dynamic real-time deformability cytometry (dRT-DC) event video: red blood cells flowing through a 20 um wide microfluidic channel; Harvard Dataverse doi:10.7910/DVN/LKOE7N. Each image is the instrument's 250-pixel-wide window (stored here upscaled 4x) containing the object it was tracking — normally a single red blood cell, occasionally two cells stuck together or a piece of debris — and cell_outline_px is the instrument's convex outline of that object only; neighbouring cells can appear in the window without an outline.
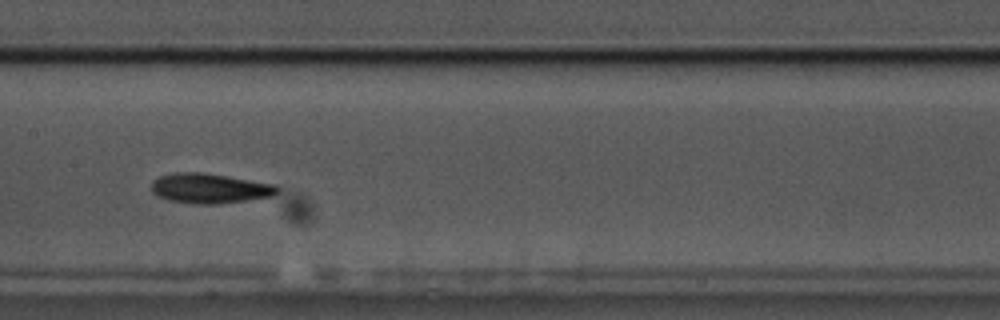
{"species": "common noctule bat (a hibernating species)", "species_latin": "Nyctalus noctula", "temperature_condition": "cold", "stored_images_in_passage": 42, "camera_frame_rate_fps": 3000, "um_per_image_px": 0.085, "animal": {"sex": "male", "body_mass_g": 17.5, "forearm_length_mm": 52.3}, "frame": {"image": 1, "passage_image": 13, "time_ms": 4.0, "image_size_px": [1000, 320], "cell_outline_px": [[280, 192], [272, 196], [248, 200], [220, 204], [196, 204], [168, 200], [156, 196], [152, 192], [152, 180], [160, 176], [176, 172], [200, 172], [276, 184], [280, 188]], "centroid_in_image_um": [17.84, 16.02], "position_along_channel_um": 189.6, "area_um2": 22.08}}
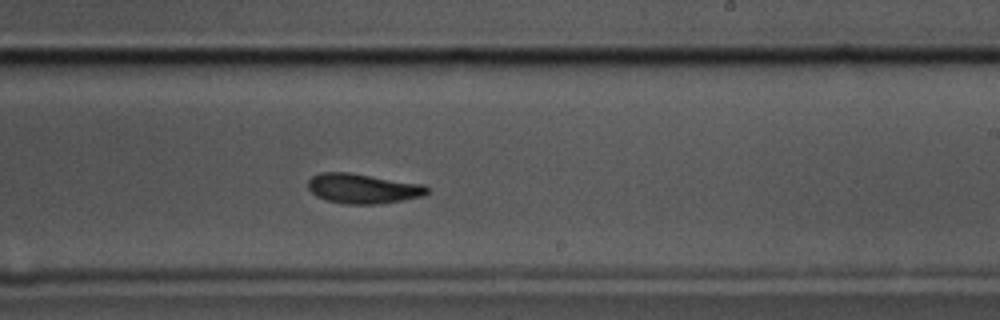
{"frame": {"image": 2, "passage_image": 19, "time_ms": 6.0, "image_size_px": [1000, 320], "cell_outline_px": [[428, 192], [424, 196], [376, 204], [348, 204], [328, 200], [316, 196], [308, 188], [308, 180], [312, 176], [320, 172], [348, 172], [424, 184], [428, 188]], "centroid_in_image_um": [30.84, 16.01], "position_along_channel_um": 258.2, "area_um2": 20.58}, "authors_computed_cell_mechanics": {"area_um2": 21.2415, "velocity_mm_per_s": 3.4444, "shape_relaxation_time_tau1_ms": 4.1696, "shape_relaxation_time_tau2_ms": null, "deformation_change_tau1": 0.1619, "deformation_change_tau2": null}}